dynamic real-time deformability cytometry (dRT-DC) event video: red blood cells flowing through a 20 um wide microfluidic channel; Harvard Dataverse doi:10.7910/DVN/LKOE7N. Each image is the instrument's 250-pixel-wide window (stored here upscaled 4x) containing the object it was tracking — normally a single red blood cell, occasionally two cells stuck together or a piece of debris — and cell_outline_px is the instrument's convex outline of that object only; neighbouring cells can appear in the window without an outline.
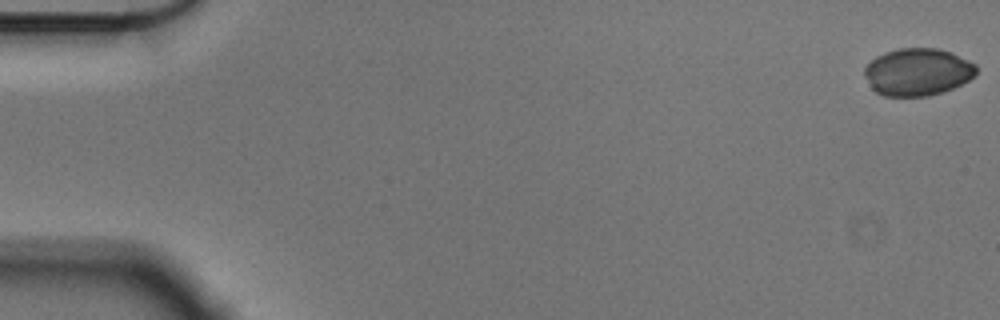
{"species": "Egyptian fruit bat (a non-hibernating species)", "species_latin": "Rousettus aegyptiacus", "temperature_condition": "cold", "stored_images_in_passage": 56, "camera_frame_rate_fps": 3000, "um_per_image_px": 0.085, "animal": {"sex": "male"}, "frame": {"image": 1, "passage_image": 1, "time_ms": 0.0, "image_size_px": [1000, 320], "cell_outline_px": [[976, 72], [968, 80], [952, 88], [928, 96], [884, 96], [876, 92], [872, 88], [864, 76], [864, 68], [876, 56], [884, 52], [900, 48], [936, 48], [952, 52], [976, 64]], "centroid_in_image_um": [77.97, 6.11], "position_along_channel_um": 7.0, "area_um2": 30.75}}
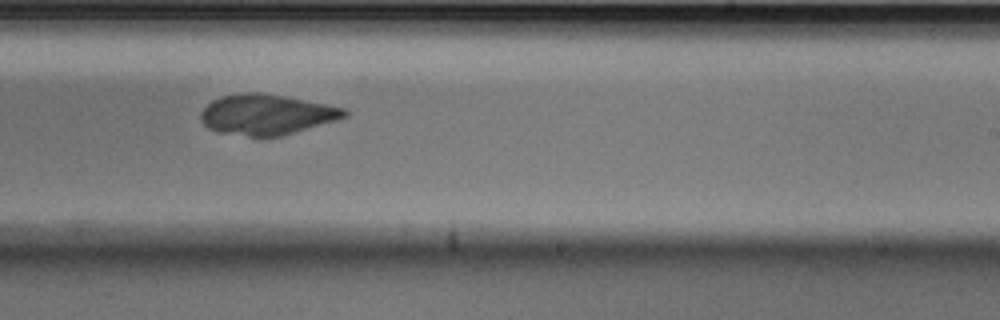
{"frame": {"image": 2, "passage_image": 35, "time_ms": 11.333, "image_size_px": [1000, 320], "cell_outline_px": [[348, 116], [336, 120], [280, 136], [260, 140], [216, 132], [208, 128], [200, 120], [200, 112], [212, 100], [220, 96], [248, 92], [260, 92], [284, 96], [344, 108], [348, 112]], "centroid_in_image_um": [22.59, 9.77], "position_along_channel_um": 266.4, "area_um2": 34.33}}
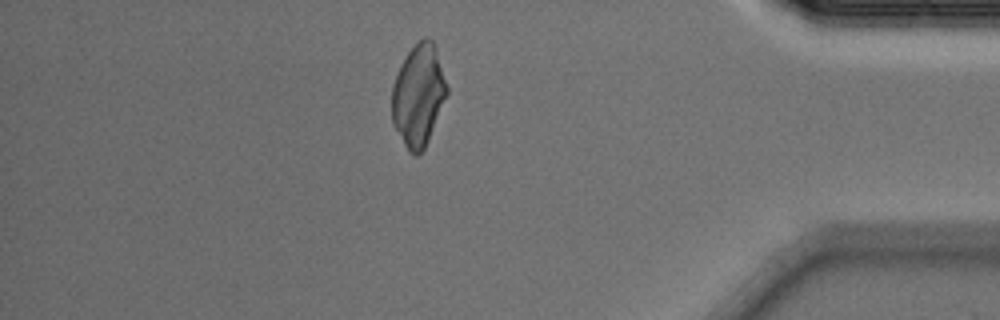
{"frame": {"image": 3, "passage_image": 49, "time_ms": 16.0, "image_size_px": [1000, 320], "cell_outline_px": [[448, 92], [428, 140], [424, 148], [416, 156], [412, 156], [408, 152], [392, 124], [392, 88], [400, 64], [408, 52], [424, 36], [428, 36], [436, 44], [448, 88]], "centroid_in_image_um": [35.56, 8.09], "position_along_channel_um": 399.6, "area_um2": 32.71}}